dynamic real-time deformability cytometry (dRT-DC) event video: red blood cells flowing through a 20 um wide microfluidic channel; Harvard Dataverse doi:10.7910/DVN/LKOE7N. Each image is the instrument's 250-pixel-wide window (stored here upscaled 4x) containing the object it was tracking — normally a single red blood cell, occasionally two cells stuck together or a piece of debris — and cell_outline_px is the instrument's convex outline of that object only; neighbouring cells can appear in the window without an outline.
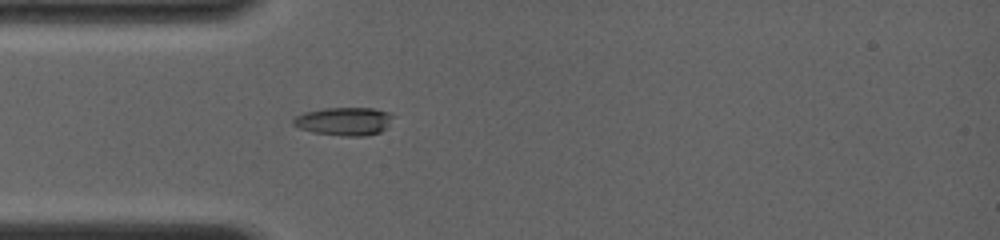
{"species": "common noctule bat (a hibernating species)", "species_latin": "Nyctalus noctula", "temperature_condition": "room temperature", "stored_images_in_passage": 8, "camera_frame_rate_fps": 4000, "um_per_image_px": 0.085, "animal": {"sex": "female", "body_mass_g": 19.0, "forearm_length_mm": 56.7}, "frame": {"image": 1, "passage_image": 4, "time_ms": 1.0, "image_size_px": [1000, 240], "cell_outline_px": [[396, 116], [388, 128], [380, 132], [364, 136], [344, 136], [312, 132], [300, 128], [292, 124], [292, 120], [296, 116], [304, 112], [324, 108], [372, 108], [388, 112]], "centroid_in_image_um": [29.3, 10.31], "position_along_channel_um": 55.7, "area_um2": 16.59}}
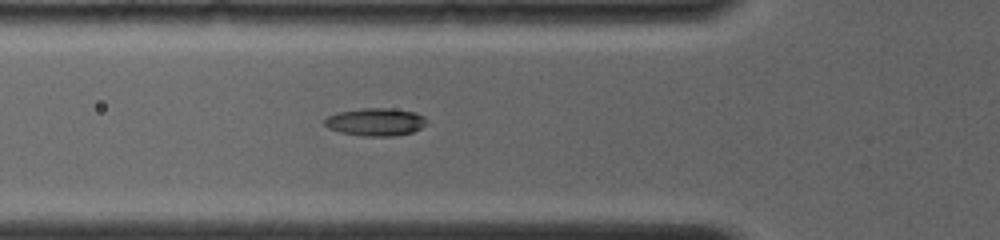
{"frame": {"image": 2, "passage_image": 8, "time_ms": 2.0, "image_size_px": [1000, 240], "cell_outline_px": [[424, 124], [420, 128], [412, 132], [392, 136], [364, 136], [340, 132], [328, 128], [324, 124], [324, 120], [328, 116], [336, 112], [360, 108], [388, 108], [412, 112], [424, 116]], "centroid_in_image_um": [31.85, 10.36], "position_along_channel_um": 93.9, "area_um2": 16.3}}